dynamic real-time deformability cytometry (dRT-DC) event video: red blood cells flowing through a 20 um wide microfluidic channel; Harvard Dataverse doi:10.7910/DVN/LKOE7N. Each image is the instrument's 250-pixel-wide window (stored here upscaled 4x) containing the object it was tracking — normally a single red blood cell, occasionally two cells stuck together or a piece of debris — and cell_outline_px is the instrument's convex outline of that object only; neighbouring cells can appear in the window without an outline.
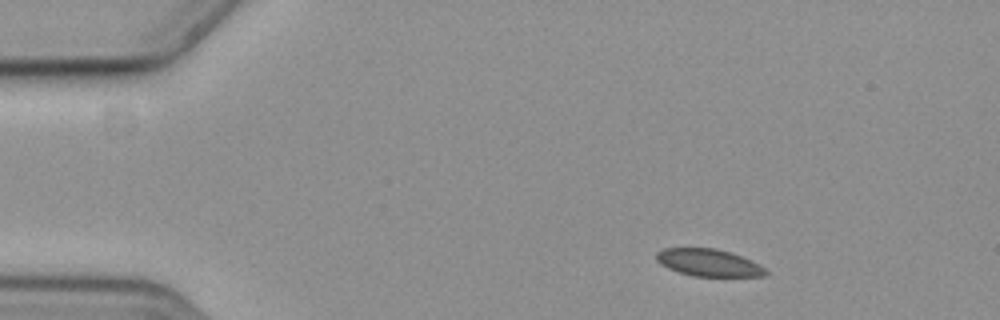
{"species": "common noctule bat (a hibernating species)", "species_latin": "Nyctalus noctula", "temperature_condition": "cold", "stored_images_in_passage": 11, "camera_frame_rate_fps": 3000, "um_per_image_px": 0.085, "animal": {"sex": "female", "body_mass_g": 19.3, "forearm_length_mm": 54.1}, "frame": {"image": 1, "passage_image": 1, "time_ms": 0.0, "image_size_px": [1000, 320], "cell_outline_px": [[768, 272], [764, 276], [692, 276], [668, 268], [660, 264], [656, 260], [656, 252], [664, 248], [716, 248], [732, 252], [752, 260], [760, 264]], "centroid_in_image_um": [60.24, 22.31], "position_along_channel_um": 24.8, "area_um2": 17.46}}
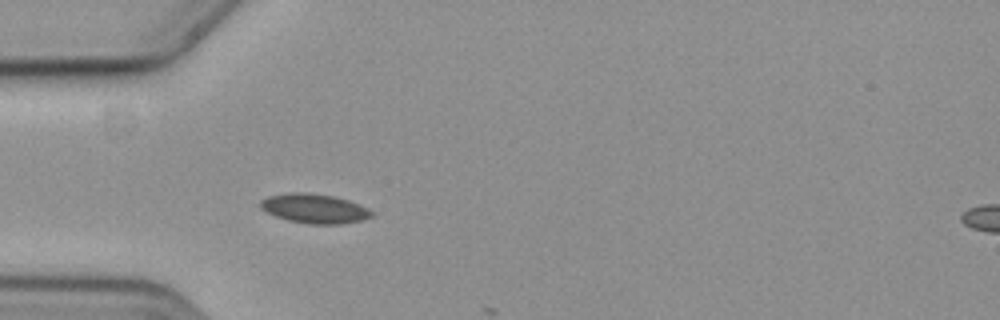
{"frame": {"image": 2, "passage_image": 10, "time_ms": 3.0, "image_size_px": [1000, 320], "cell_outline_px": [[372, 216], [360, 220], [344, 224], [308, 224], [288, 220], [276, 216], [260, 208], [260, 200], [268, 196], [288, 192], [308, 192], [336, 196], [348, 200], [368, 208], [372, 212]], "centroid_in_image_um": [26.71, 17.71], "position_along_channel_um": 58.3, "area_um2": 19.13}}